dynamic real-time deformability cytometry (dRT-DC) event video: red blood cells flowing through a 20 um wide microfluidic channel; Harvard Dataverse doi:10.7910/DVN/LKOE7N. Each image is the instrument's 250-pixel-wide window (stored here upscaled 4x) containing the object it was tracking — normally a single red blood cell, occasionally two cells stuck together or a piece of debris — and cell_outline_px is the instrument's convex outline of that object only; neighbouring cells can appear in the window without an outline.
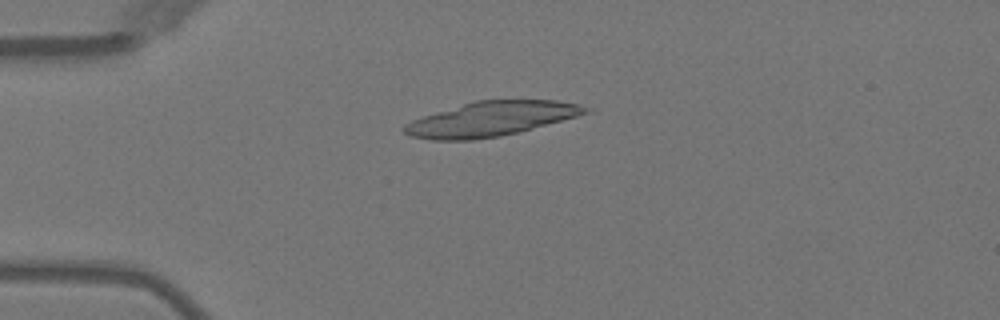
{"species": "Egyptian fruit bat (a non-hibernating species)", "species_latin": "Rousettus aegyptiacus", "temperature_condition": "warm", "stored_images_in_passage": 3, "camera_frame_rate_fps": 3000, "um_per_image_px": 0.085, "animal": {"sex": "female"}, "frame": {"image": 1, "passage_image": 1, "time_ms": 0.0, "image_size_px": [1000, 320], "cell_outline_px": [[592, 112], [516, 132], [500, 136], [472, 140], [432, 140], [412, 136], [404, 132], [400, 128], [404, 124], [412, 120], [424, 116], [476, 100], [556, 100], [580, 104], [592, 108]], "centroid_in_image_um": [41.75, 10.1], "position_along_channel_um": 43.2, "area_um2": 36.13}}